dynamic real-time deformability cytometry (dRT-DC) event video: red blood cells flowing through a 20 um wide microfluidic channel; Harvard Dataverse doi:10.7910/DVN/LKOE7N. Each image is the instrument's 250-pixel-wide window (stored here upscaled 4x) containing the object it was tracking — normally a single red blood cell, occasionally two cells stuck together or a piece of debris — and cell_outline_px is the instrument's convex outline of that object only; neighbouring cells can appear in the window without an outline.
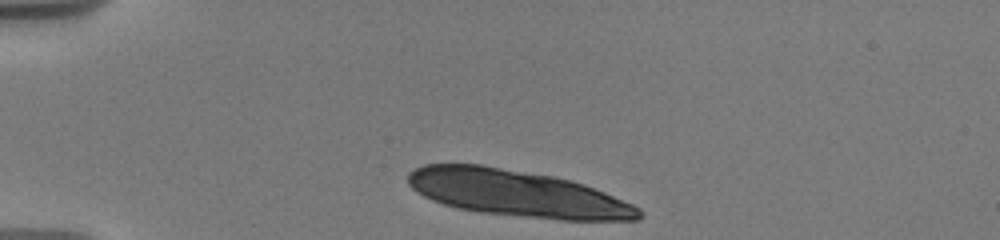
{"species": "human", "species_latin": "Homo sapiens", "temperature_condition": "warm", "stored_images_in_passage": 8, "camera_frame_rate_fps": 3000, "um_per_image_px": 0.085, "donor": {"sex": "male"}, "frame": {"image": 1, "passage_image": 1, "time_ms": 0.0, "image_size_px": [1000, 240], "cell_outline_px": [[644, 216], [640, 220], [560, 220], [480, 212], [456, 208], [432, 200], [416, 192], [408, 184], [408, 172], [424, 164], [480, 164], [552, 176], [572, 180], [584, 184], [604, 192], [632, 204], [640, 208], [644, 212]], "centroid_in_image_um": [43.98, 16.44], "position_along_channel_um": 41.0, "area_um2": 62.71}}